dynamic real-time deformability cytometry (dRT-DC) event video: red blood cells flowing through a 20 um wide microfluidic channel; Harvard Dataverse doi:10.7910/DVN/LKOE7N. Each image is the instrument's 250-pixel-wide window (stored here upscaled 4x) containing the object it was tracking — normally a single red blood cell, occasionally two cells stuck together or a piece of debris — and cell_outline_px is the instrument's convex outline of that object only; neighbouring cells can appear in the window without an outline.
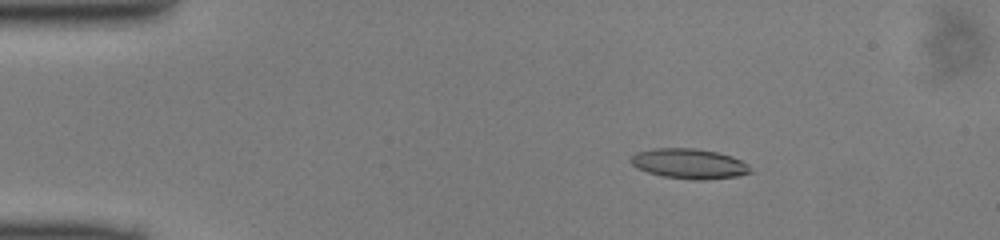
{"species": "common noctule bat (a hibernating species)", "species_latin": "Nyctalus noctula", "temperature_condition": "cold", "stored_images_in_passage": 49, "camera_frame_rate_fps": 3000, "um_per_image_px": 0.085, "animal": {"sex": "male", "body_mass_g": 13.0, "forearm_length_mm": 53.1}, "frame": {"image": 1, "passage_image": 8, "time_ms": 2.333, "image_size_px": [1000, 240], "cell_outline_px": [[752, 172], [736, 176], [704, 180], [692, 180], [660, 176], [636, 168], [628, 160], [636, 152], [652, 148], [696, 148], [716, 152], [732, 156], [748, 164]], "centroid_in_image_um": [58.54, 13.91], "position_along_channel_um": 26.5, "area_um2": 21.1}}
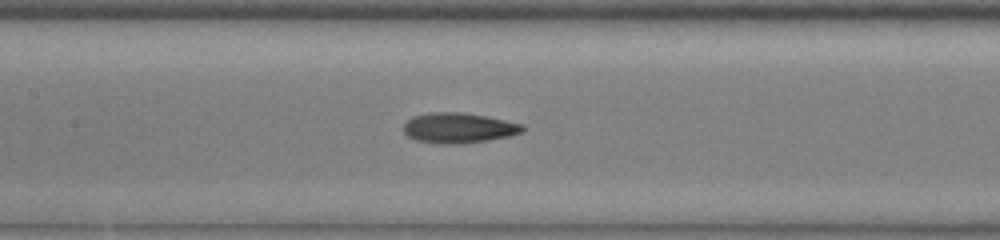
{"frame": {"image": 2, "passage_image": 23, "time_ms": 7.333, "image_size_px": [1000, 240], "cell_outline_px": [[524, 132], [508, 136], [488, 140], [456, 144], [436, 144], [416, 140], [408, 136], [404, 132], [404, 124], [412, 116], [432, 112], [464, 112], [524, 124]], "centroid_in_image_um": [38.97, 10.87], "position_along_channel_um": 168.4, "area_um2": 20.98}}
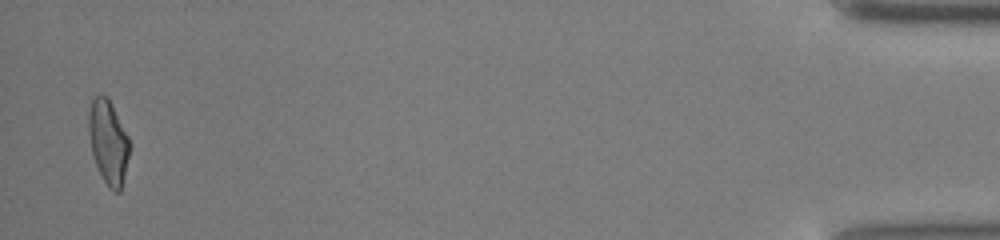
{"frame": {"image": 3, "passage_image": 48, "time_ms": 15.667, "image_size_px": [1000, 240], "cell_outline_px": [[132, 144], [124, 180], [120, 192], [116, 192], [108, 188], [92, 156], [88, 132], [88, 112], [92, 96], [104, 96], [112, 104]], "centroid_in_image_um": [9.22, 12.1], "position_along_channel_um": 426.0, "area_um2": 20.29}}